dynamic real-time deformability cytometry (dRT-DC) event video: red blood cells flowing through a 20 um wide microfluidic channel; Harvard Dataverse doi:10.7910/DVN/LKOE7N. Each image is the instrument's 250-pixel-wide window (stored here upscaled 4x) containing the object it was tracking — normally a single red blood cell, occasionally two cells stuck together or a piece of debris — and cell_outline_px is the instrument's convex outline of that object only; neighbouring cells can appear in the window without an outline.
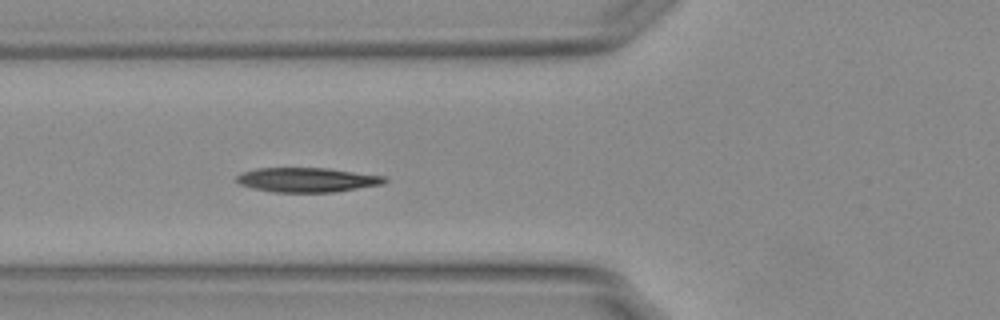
{"species": "Egyptian fruit bat (a non-hibernating species)", "species_latin": "Rousettus aegyptiacus", "temperature_condition": "warm", "stored_images_in_passage": 42, "camera_frame_rate_fps": 3000, "um_per_image_px": 0.085, "animal": {"sex": "female"}, "frame": {"image": 1, "passage_image": 7, "time_ms": 2.0, "image_size_px": [1000, 320], "cell_outline_px": [[388, 180], [384, 184], [332, 192], [272, 192], [252, 188], [240, 184], [236, 180], [236, 176], [244, 172], [256, 168], [328, 168], [384, 176]], "centroid_in_image_um": [26.1, 15.29], "position_along_channel_um": 99.7, "area_um2": 21.04}, "authors_computed_cell_mechanics": {"area_um2": 20.9236, "velocity_mm_per_s": 3.7676, "shape_relaxation_time_tau1_ms": 4.2275, "shape_relaxation_time_tau2_ms": 4.3993, "deformation_change_tau1": 0.1507, "deformation_change_tau2": 0.1067}}